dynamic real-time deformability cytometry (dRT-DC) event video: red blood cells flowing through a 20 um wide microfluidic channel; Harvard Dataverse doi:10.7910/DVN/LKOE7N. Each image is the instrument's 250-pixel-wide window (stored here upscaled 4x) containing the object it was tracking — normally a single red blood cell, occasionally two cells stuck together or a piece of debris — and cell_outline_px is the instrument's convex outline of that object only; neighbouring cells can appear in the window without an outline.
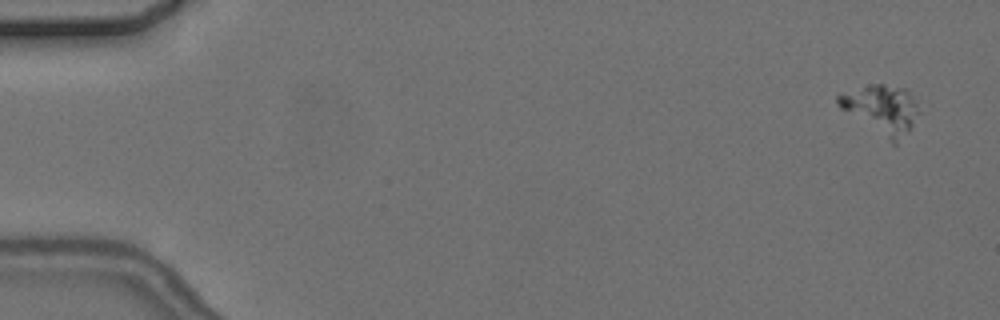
{"species": "common noctule bat (a hibernating species)", "species_latin": "Nyctalus noctula", "temperature_condition": "cold", "stored_images_in_passage": 3, "camera_frame_rate_fps": 3000, "um_per_image_px": 0.085, "animal": {"sex": "female", "body_mass_g": 24.6, "forearm_length_mm": 56.2}, "frame": {"image": 1, "passage_image": 1, "time_ms": 0.0, "image_size_px": [1000, 320], "cell_outline_px": [[920, 112], [896, 148], [840, 108], [836, 104], [836, 96], [840, 92], [876, 84], [884, 84], [904, 88], [916, 100]], "centroid_in_image_um": [74.91, 9.34], "position_along_channel_um": 10.1, "area_um2": 23.29}}